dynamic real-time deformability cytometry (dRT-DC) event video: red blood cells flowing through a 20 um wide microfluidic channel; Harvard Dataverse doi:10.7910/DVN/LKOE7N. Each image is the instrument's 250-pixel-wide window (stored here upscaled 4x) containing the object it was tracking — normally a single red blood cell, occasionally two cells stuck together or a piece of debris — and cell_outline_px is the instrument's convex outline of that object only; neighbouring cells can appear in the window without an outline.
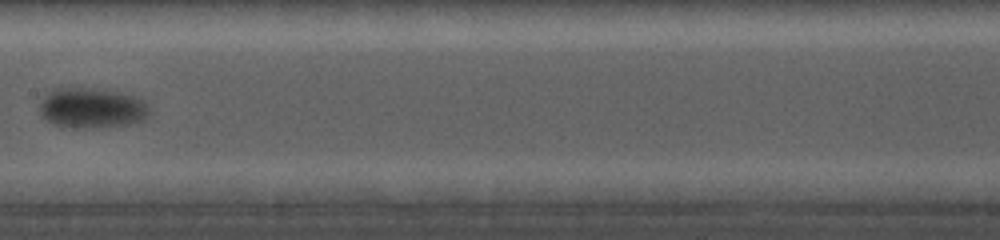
{"species": "common noctule bat (a hibernating species)", "species_latin": "Nyctalus noctula", "temperature_condition": "cold", "stored_images_in_passage": 21, "camera_frame_rate_fps": 5000, "um_per_image_px": 0.085, "animal": {"sex": "female", "body_mass_g": 19.0, "forearm_length_mm": 56.7}, "frame": {"image": 1, "passage_image": 14, "time_ms": 9.6, "image_size_px": [1000, 240], "cell_outline_px": [[152, 112], [144, 120], [128, 124], [88, 128], [76, 128], [56, 124], [48, 120], [40, 112], [40, 104], [44, 96], [48, 92], [56, 88], [104, 88], [120, 92], [144, 100], [148, 104]], "centroid_in_image_um": [7.86, 9.16], "position_along_channel_um": 199.5, "area_um2": 25.84}}
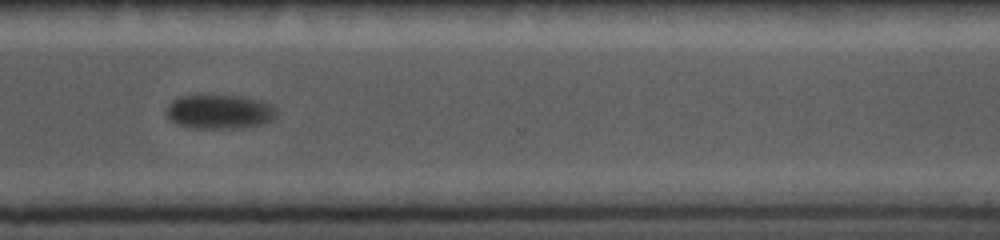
{"frame": {"image": 2, "passage_image": 19, "time_ms": 13.8, "image_size_px": [1000, 240], "cell_outline_px": [[276, 116], [272, 120], [264, 124], [240, 128], [192, 128], [176, 124], [168, 116], [168, 104], [172, 100], [180, 96], [200, 92], [244, 96], [264, 100], [272, 104], [276, 108]], "centroid_in_image_um": [18.69, 9.44], "position_along_channel_um": 351.9, "area_um2": 23.0}}